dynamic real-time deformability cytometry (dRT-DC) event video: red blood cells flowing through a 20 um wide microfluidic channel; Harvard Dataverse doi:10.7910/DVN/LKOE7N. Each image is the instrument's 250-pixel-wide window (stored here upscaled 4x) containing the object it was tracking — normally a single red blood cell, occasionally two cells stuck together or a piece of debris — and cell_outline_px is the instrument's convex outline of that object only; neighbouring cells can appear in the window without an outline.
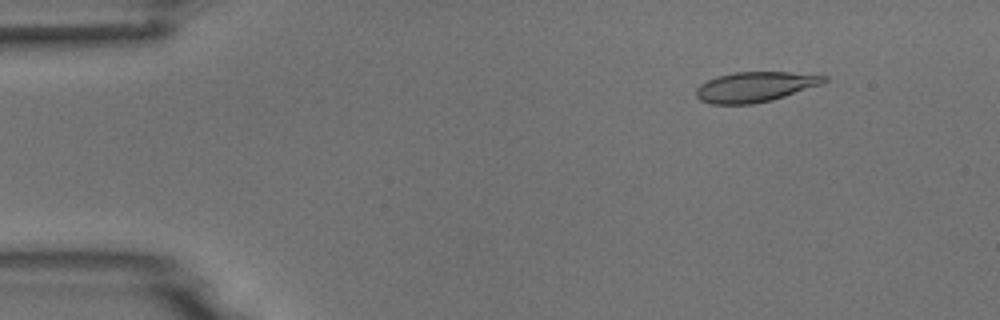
{"species": "common noctule bat (a hibernating species)", "species_latin": "Nyctalus noctula", "temperature_condition": "room temperature", "stored_images_in_passage": 6, "camera_frame_rate_fps": 3000, "um_per_image_px": 0.085, "animal": {"sex": "male", "body_mass_g": 18.8}, "frame": {"image": 1, "passage_image": 2, "time_ms": 1.0, "image_size_px": [1000, 320], "cell_outline_px": [[828, 80], [820, 84], [772, 100], [752, 104], [712, 104], [700, 100], [696, 96], [696, 88], [700, 84], [716, 76], [732, 72], [788, 72], [828, 76]], "centroid_in_image_um": [64.14, 7.38], "position_along_channel_um": 20.9, "area_um2": 22.31}}